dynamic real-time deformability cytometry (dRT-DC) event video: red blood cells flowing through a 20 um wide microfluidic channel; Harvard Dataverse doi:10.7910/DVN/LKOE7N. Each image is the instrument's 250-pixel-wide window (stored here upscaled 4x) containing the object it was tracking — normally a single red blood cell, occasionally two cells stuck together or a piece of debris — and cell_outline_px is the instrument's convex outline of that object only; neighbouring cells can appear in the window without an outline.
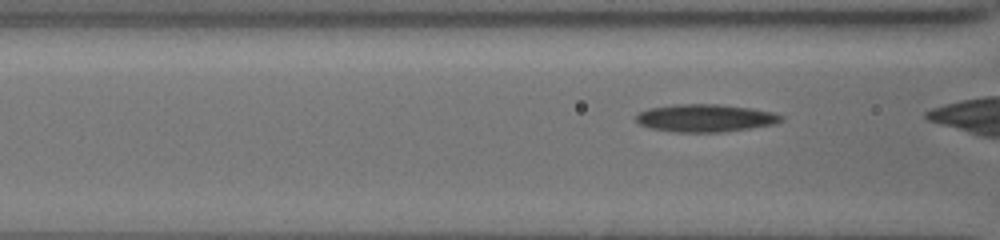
{"species": "common noctule bat (a hibernating species)", "species_latin": "Nyctalus noctula", "temperature_condition": "cold", "stored_images_in_passage": 29, "camera_frame_rate_fps": 3000, "um_per_image_px": 0.085, "animal": {"sex": "female", "body_mass_g": 19.5, "forearm_length_mm": 54.1}, "frame": {"image": 1, "passage_image": 20, "time_ms": 6.333, "image_size_px": [1000, 240], "cell_outline_px": [[784, 120], [772, 124], [748, 128], [720, 132], [676, 132], [652, 128], [640, 124], [636, 120], [636, 112], [648, 108], [672, 104], [720, 104], [752, 108], [772, 112], [784, 116]], "centroid_in_image_um": [59.92, 10.02], "position_along_channel_um": 106.7, "area_um2": 23.41}}